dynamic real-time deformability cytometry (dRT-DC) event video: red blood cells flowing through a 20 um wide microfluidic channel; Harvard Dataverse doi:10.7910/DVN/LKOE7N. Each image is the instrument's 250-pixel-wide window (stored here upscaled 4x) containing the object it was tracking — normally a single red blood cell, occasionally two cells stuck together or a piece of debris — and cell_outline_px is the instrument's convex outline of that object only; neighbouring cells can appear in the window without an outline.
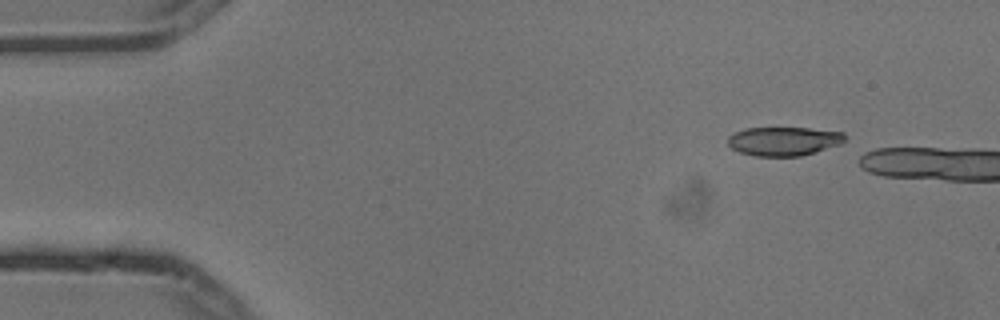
{"species": "common noctule bat (a hibernating species)", "species_latin": "Nyctalus noctula", "temperature_condition": "cold", "stored_images_in_passage": 2, "camera_frame_rate_fps": 3000, "um_per_image_px": 0.085, "animal": {"sex": "male", "body_mass_g": 13.3}, "frame": {"image": 1, "passage_image": 1, "time_ms": 0.0, "image_size_px": [1000, 320], "cell_outline_px": [[844, 140], [840, 144], [800, 156], [756, 156], [740, 152], [732, 148], [728, 144], [728, 136], [744, 128], [808, 128], [844, 132]], "centroid_in_image_um": [66.59, 11.99], "position_along_channel_um": 18.4, "area_um2": 19.48}}